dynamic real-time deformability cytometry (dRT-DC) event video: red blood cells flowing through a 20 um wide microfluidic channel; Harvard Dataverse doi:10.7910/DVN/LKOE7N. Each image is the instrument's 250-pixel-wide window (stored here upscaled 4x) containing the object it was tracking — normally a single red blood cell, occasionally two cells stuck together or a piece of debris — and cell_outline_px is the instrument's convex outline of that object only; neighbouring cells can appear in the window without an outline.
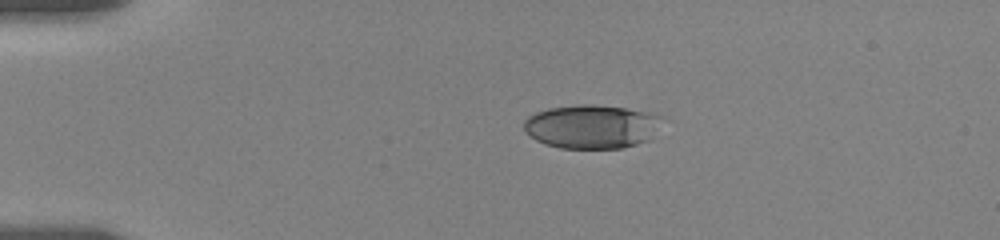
{"species": "human", "species_latin": "Homo sapiens", "temperature_condition": "room temperature", "stored_images_in_passage": 29, "camera_frame_rate_fps": 3000, "um_per_image_px": 0.085, "donor": {"sex": "female"}, "frame": {"image": 1, "passage_image": 1, "time_ms": 0.0, "image_size_px": [1000, 240], "cell_outline_px": [[672, 120], [648, 140], [624, 148], [560, 148], [544, 144], [536, 140], [524, 132], [524, 120], [528, 116], [536, 112], [548, 108], [580, 104], [592, 104], [656, 112]], "centroid_in_image_um": [50.43, 10.74], "position_along_channel_um": 34.6, "area_um2": 36.41}}
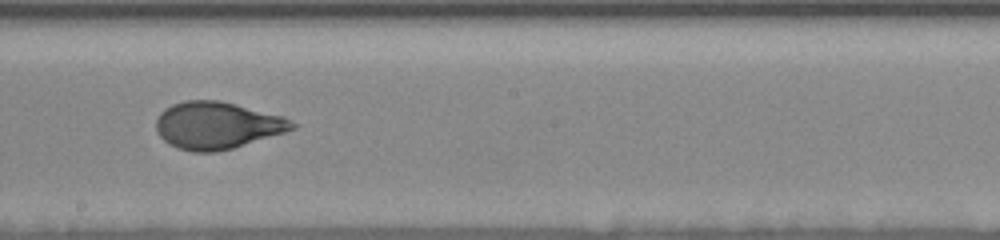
{"frame": {"image": 2, "passage_image": 15, "time_ms": 7.0, "image_size_px": [1000, 240], "cell_outline_px": [[300, 124], [296, 128], [284, 132], [232, 148], [216, 152], [192, 152], [176, 148], [168, 144], [156, 132], [156, 120], [160, 112], [164, 108], [172, 104], [184, 100], [220, 100], [284, 116]], "centroid_in_image_um": [18.44, 10.65], "position_along_channel_um": 229.8, "area_um2": 37.63}}
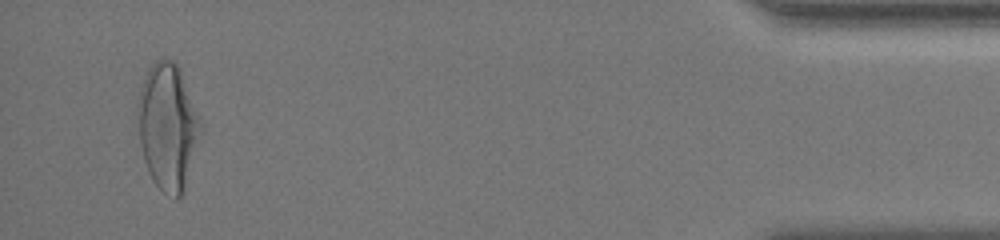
{"frame": {"image": 3, "passage_image": 28, "time_ms": 14.333, "image_size_px": [1000, 240], "cell_outline_px": [[204, 128], [184, 192], [176, 200], [164, 192], [152, 180], [148, 172], [144, 160], [140, 144], [140, 88], [148, 68], [156, 60], [176, 60], [180, 68]], "centroid_in_image_um": [14.32, 10.79], "position_along_channel_um": 420.9, "area_um2": 46.12}, "authors_computed_cell_mechanics": {"area_um2": 36.7608, "velocity_mm_per_s": 3.5191, "shape_relaxation_time_tau1_ms": 4.8418, "shape_relaxation_time_tau2_ms": null, "deformation_change_tau1": 0.1757, "deformation_change_tau2": null}}